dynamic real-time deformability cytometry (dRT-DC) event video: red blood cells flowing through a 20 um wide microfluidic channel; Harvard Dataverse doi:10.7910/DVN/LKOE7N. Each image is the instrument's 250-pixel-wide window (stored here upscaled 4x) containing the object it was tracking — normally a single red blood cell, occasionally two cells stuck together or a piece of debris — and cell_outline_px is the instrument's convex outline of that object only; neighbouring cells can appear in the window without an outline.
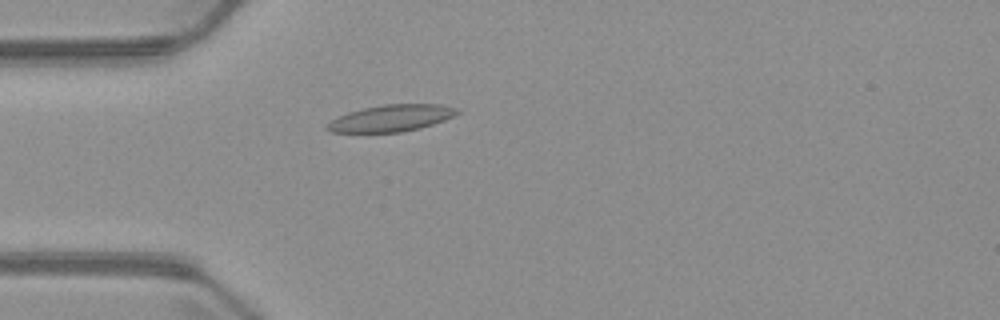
{"species": "common noctule bat (a hibernating species)", "species_latin": "Nyctalus noctula", "temperature_condition": "warm", "stored_images_in_passage": 4, "camera_frame_rate_fps": 3000, "um_per_image_px": 0.085, "animal": {"sex": "male", "body_mass_g": 23.1, "forearm_length_mm": 52.7}, "frame": {"image": 1, "passage_image": 4, "time_ms": 4.667, "image_size_px": [1000, 320], "cell_outline_px": [[460, 112], [444, 120], [420, 128], [400, 132], [332, 132], [324, 128], [324, 124], [348, 112], [364, 108], [384, 104], [440, 104], [456, 108]], "centroid_in_image_um": [33.23, 10.04], "position_along_channel_um": 51.8, "area_um2": 20.06}}